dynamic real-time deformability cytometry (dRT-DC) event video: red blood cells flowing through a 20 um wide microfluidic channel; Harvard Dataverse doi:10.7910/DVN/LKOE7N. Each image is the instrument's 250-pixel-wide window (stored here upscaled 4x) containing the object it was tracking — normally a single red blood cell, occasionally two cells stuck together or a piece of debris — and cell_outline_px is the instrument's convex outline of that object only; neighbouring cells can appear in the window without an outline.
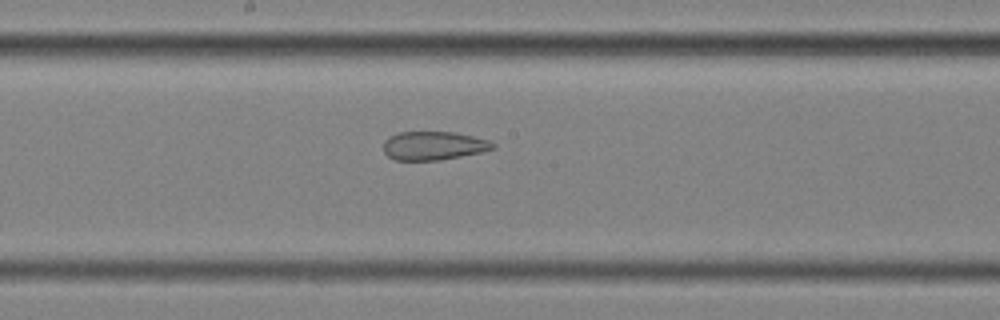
{"species": "common noctule bat (a hibernating species)", "species_latin": "Nyctalus noctula", "temperature_condition": "cold", "stored_images_in_passage": 35, "camera_frame_rate_fps": 3000, "um_per_image_px": 0.085, "animal": {"sex": "female", "body_mass_g": 25.1}, "frame": {"image": 1, "passage_image": 14, "time_ms": 4.333, "image_size_px": [1000, 320], "cell_outline_px": [[496, 148], [480, 152], [440, 160], [396, 160], [388, 156], [384, 152], [384, 140], [388, 136], [400, 132], [456, 132], [492, 140], [496, 144]], "centroid_in_image_um": [36.89, 12.37], "position_along_channel_um": 211.3, "area_um2": 18.38}}
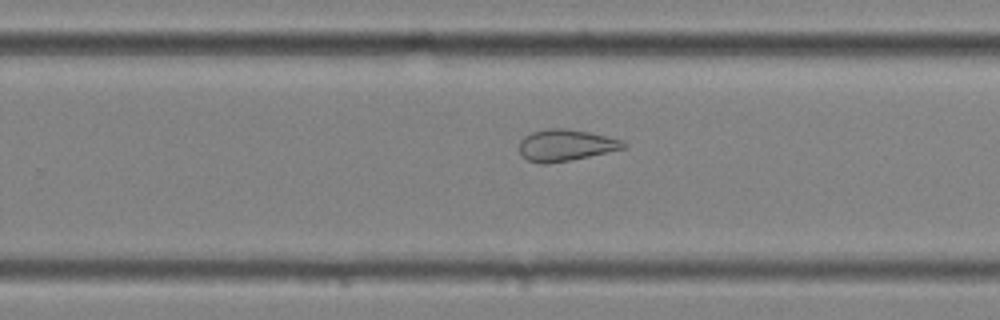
{"frame": {"image": 2, "passage_image": 20, "time_ms": 6.333, "image_size_px": [1000, 320], "cell_outline_px": [[628, 144], [624, 148], [572, 160], [548, 164], [540, 164], [528, 160], [520, 152], [520, 140], [524, 136], [532, 132], [548, 128], [568, 128], [588, 132], [624, 140]], "centroid_in_image_um": [48.09, 12.34], "position_along_channel_um": 281.7, "area_um2": 19.19}}
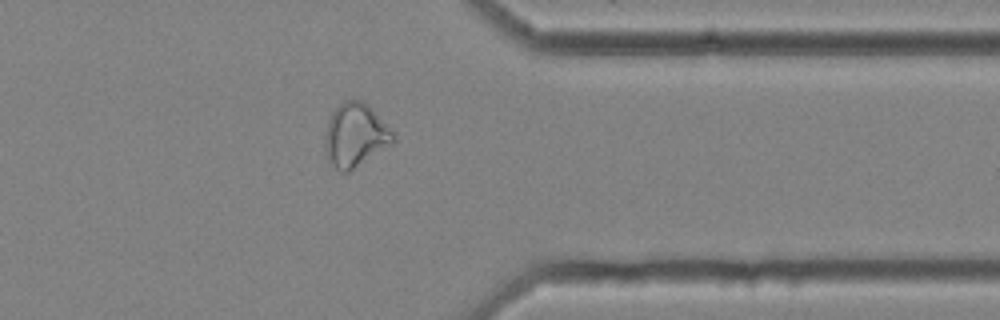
{"frame": {"image": 3, "passage_image": 29, "time_ms": 9.333, "image_size_px": [1000, 320], "cell_outline_px": [[396, 140], [348, 172], [340, 172], [328, 164], [324, 148], [324, 136], [328, 120], [332, 112], [344, 100], [360, 100], [368, 104], [396, 132]], "centroid_in_image_um": [30.18, 11.49], "position_along_channel_um": 381.2, "area_um2": 25.55}}